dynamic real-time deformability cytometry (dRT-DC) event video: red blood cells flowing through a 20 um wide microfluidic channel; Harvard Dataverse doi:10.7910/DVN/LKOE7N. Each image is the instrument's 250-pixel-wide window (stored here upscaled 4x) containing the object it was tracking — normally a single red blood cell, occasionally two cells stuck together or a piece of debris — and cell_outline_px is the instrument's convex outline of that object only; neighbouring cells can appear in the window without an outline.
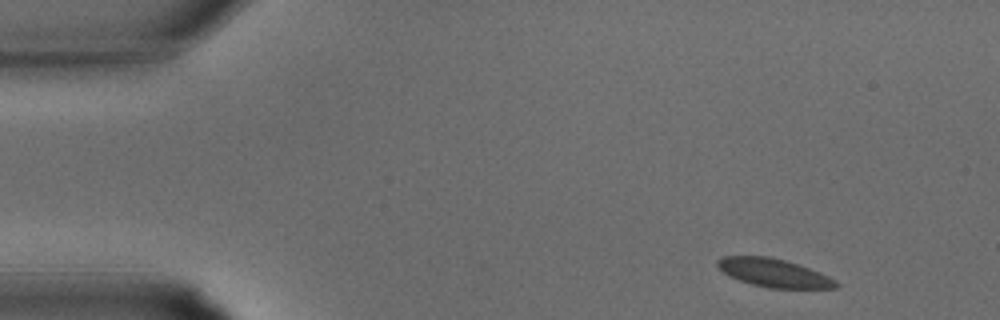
{"species": "common noctule bat (a hibernating species)", "species_latin": "Nyctalus noctula", "temperature_condition": "warm", "stored_images_in_passage": 32, "camera_frame_rate_fps": 3000, "um_per_image_px": 0.085, "animal": {"sex": "male", "body_mass_g": 15.6}, "frame": {"image": 1, "passage_image": 2, "time_ms": 0.333, "image_size_px": [1000, 320], "cell_outline_px": [[840, 284], [836, 288], [768, 288], [752, 284], [728, 276], [716, 264], [716, 260], [724, 256], [768, 256], [784, 260], [820, 272], [836, 280]], "centroid_in_image_um": [65.77, 23.19], "position_along_channel_um": 19.2, "area_um2": 19.42}}
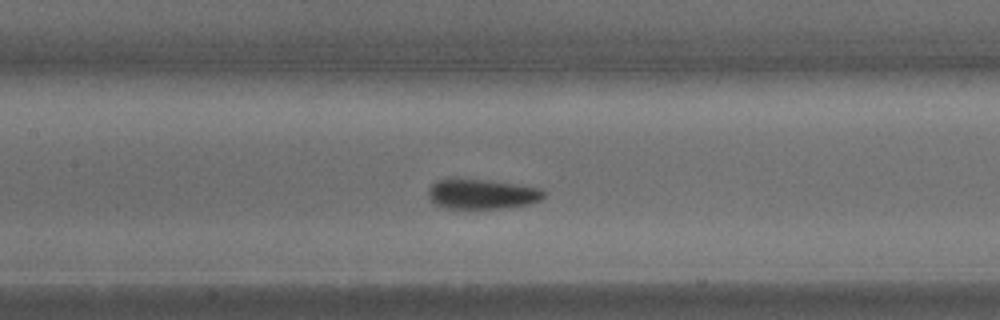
{"frame": {"image": 2, "passage_image": 14, "time_ms": 4.333, "image_size_px": [1000, 320], "cell_outline_px": [[544, 196], [540, 200], [528, 204], [500, 208], [444, 208], [436, 204], [428, 196], [428, 188], [436, 180], [488, 180], [536, 188], [544, 192]], "centroid_in_image_um": [40.92, 16.51], "position_along_channel_um": 166.5, "area_um2": 19.48}}
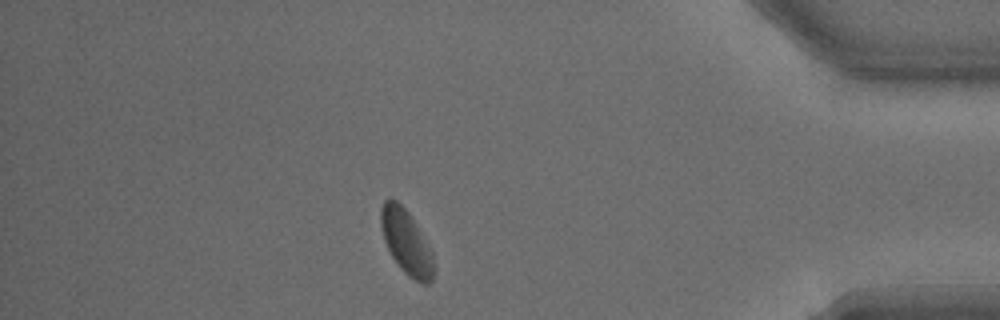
{"frame": {"image": 3, "passage_image": 28, "time_ms": 9.0, "image_size_px": [1000, 320], "cell_outline_px": [[432, 280], [428, 284], [424, 284], [408, 276], [400, 268], [392, 256], [384, 240], [380, 224], [380, 208], [384, 200], [396, 200], [408, 212], [432, 252]], "centroid_in_image_um": [34.5, 20.57], "position_along_channel_um": 400.7, "area_um2": 19.31}}